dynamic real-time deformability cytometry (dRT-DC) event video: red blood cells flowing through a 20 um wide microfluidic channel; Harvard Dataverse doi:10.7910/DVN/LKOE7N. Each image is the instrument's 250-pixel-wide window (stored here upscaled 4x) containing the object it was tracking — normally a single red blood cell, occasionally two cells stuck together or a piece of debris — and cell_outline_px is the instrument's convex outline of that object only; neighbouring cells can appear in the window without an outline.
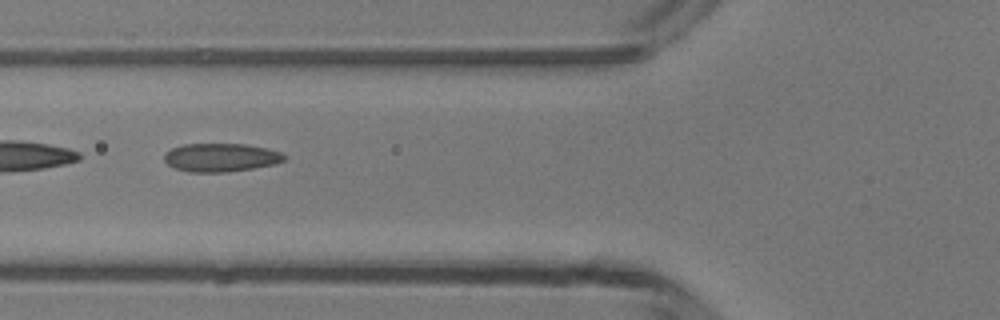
{"species": "common noctule bat (a hibernating species)", "species_latin": "Nyctalus noctula", "temperature_condition": "room temperature", "stored_images_in_passage": 6, "camera_frame_rate_fps": 3000, "um_per_image_px": 0.085, "animal": {"sex": "male", "body_mass_g": 13.3}, "frame": {"image": 1, "passage_image": 6, "time_ms": 5.667, "image_size_px": [1000, 320], "cell_outline_px": [[288, 156], [284, 160], [276, 164], [228, 172], [188, 172], [176, 168], [168, 164], [164, 160], [164, 152], [172, 148], [184, 144], [244, 144], [268, 148], [280, 152]], "centroid_in_image_um": [18.78, 13.38], "position_along_channel_um": 107.0, "area_um2": 19.94}}